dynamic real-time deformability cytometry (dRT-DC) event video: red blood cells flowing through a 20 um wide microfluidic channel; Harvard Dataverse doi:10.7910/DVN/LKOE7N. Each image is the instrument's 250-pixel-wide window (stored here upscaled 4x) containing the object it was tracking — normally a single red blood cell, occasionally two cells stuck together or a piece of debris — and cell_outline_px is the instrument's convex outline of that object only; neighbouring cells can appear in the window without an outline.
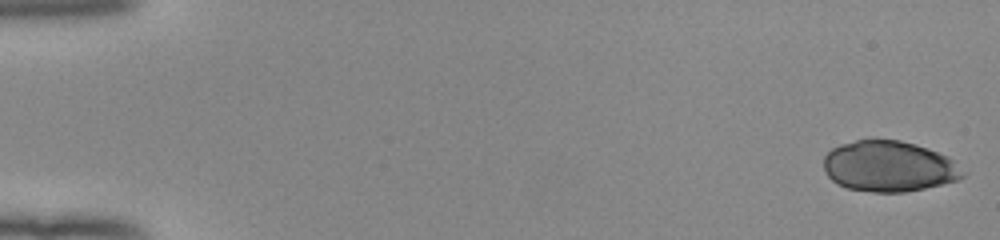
{"species": "human", "species_latin": "Homo sapiens", "temperature_condition": "room temperature", "stored_images_in_passage": 52, "camera_frame_rate_fps": 3000, "um_per_image_px": 0.085, "donor": {"sex": "female"}, "frame": {"image": 1, "passage_image": 1, "time_ms": 0.0, "image_size_px": [1000, 240], "cell_outline_px": [[968, 172], [964, 176], [956, 180], [924, 188], [904, 192], [872, 192], [848, 188], [836, 184], [828, 176], [824, 168], [824, 156], [832, 148], [840, 144], [856, 140], [900, 140], [916, 144], [948, 156]], "centroid_in_image_um": [75.57, 14.14], "position_along_channel_um": 9.4, "area_um2": 41.21}}
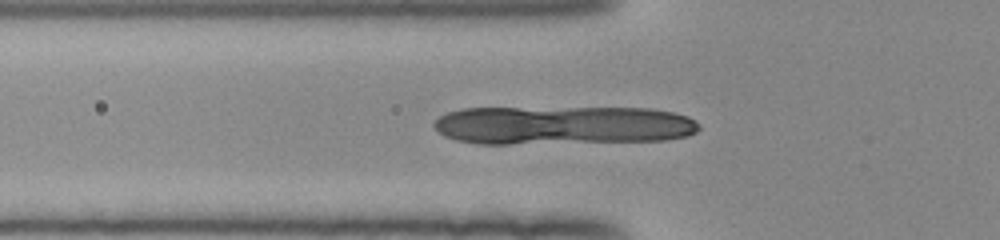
{"frame": {"image": 2, "passage_image": 19, "time_ms": 6.0, "image_size_px": [1000, 240], "cell_outline_px": [[700, 128], [696, 132], [688, 136], [664, 140], [508, 144], [476, 144], [456, 140], [444, 136], [432, 124], [440, 116], [448, 112], [464, 108], [652, 108], [672, 112], [688, 116], [696, 120], [700, 124]], "centroid_in_image_um": [47.86, 10.64], "position_along_channel_um": 77.9, "area_um2": 60.17}}
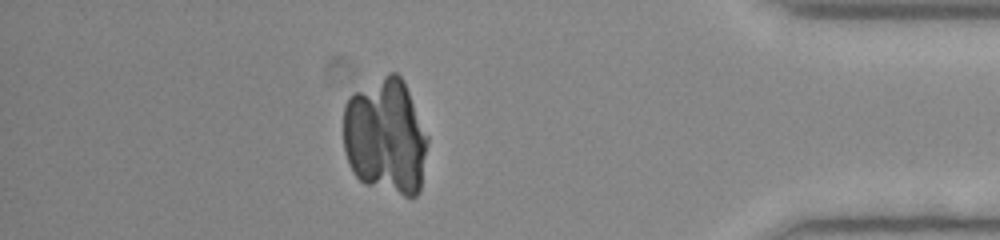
{"frame": {"image": 3, "passage_image": 46, "time_ms": 15.0, "image_size_px": [1000, 240], "cell_outline_px": [[428, 144], [420, 192], [416, 196], [404, 196], [364, 184], [352, 172], [344, 152], [344, 104], [348, 96], [388, 72], [396, 72], [404, 80], [428, 136]], "centroid_in_image_um": [32.78, 11.61], "position_along_channel_um": 402.4, "area_um2": 57.57}}